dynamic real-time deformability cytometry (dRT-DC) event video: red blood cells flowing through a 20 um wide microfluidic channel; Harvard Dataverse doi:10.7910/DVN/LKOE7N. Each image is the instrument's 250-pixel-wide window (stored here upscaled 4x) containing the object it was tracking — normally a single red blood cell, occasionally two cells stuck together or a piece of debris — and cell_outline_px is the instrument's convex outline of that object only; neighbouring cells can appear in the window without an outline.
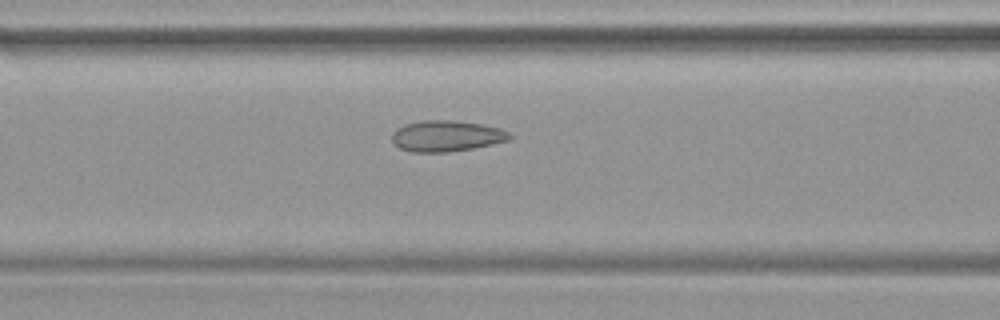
{"species": "common noctule bat (a hibernating species)", "species_latin": "Nyctalus noctula", "temperature_condition": "warm", "stored_images_in_passage": 18, "camera_frame_rate_fps": 3000, "um_per_image_px": 0.085, "animal": {"sex": "female", "body_mass_g": 19.9}, "frame": {"image": 1, "passage_image": 11, "time_ms": 3.333, "image_size_px": [1000, 320], "cell_outline_px": [[512, 140], [472, 148], [448, 152], [412, 152], [400, 148], [392, 140], [392, 132], [396, 128], [404, 124], [424, 120], [452, 120], [480, 124], [500, 128], [512, 132]], "centroid_in_image_um": [37.98, 11.55], "position_along_channel_um": 128.6, "area_um2": 21.39}}
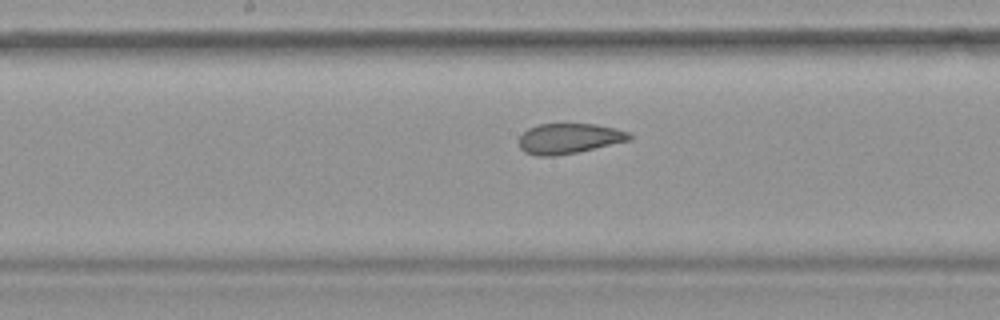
{"frame": {"image": 2, "passage_image": 16, "time_ms": 5.0, "image_size_px": [1000, 320], "cell_outline_px": [[632, 140], [576, 152], [556, 156], [536, 156], [524, 152], [520, 148], [520, 136], [528, 128], [540, 124], [596, 124], [628, 132], [632, 136]], "centroid_in_image_um": [48.35, 11.78], "position_along_channel_um": 199.8, "area_um2": 19.36}}